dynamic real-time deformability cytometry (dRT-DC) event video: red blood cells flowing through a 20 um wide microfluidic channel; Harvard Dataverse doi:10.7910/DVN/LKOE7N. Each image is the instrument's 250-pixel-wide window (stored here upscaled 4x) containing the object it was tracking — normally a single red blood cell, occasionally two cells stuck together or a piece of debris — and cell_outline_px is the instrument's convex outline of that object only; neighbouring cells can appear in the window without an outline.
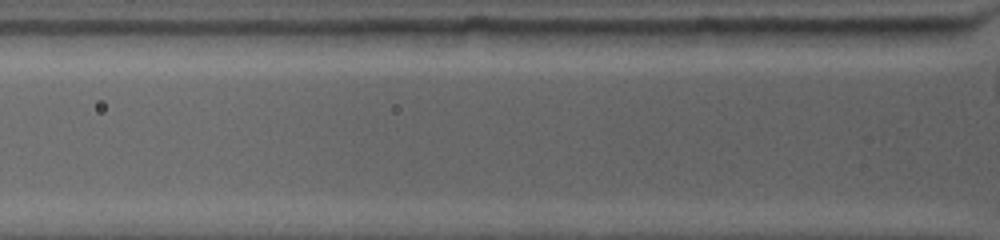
{"species": "common noctule bat (a hibernating species)", "species_latin": "Nyctalus noctula", "temperature_condition": "warm", "stored_images_in_passage": 2, "segment_of_instrument_passage": [2, 2], "camera_frame_rate_fps": 4500, "um_per_image_px": 0.085, "animal": {"sex": "female", "body_mass_g": 19.0, "forearm_length_mm": 53.3}, "frame": {"image": 1, "passage_image": 2, "time_ms": 0.667, "image_size_px": [1000, 240], "cell_outline_px": [[984, 20], [980, 24], [968, 32], [940, 44], [864, 44], [840, 28]], "centroid_in_image_um": [77.52, 2.79], "position_along_channel_um": 48.3, "area_um2": 16.18}}